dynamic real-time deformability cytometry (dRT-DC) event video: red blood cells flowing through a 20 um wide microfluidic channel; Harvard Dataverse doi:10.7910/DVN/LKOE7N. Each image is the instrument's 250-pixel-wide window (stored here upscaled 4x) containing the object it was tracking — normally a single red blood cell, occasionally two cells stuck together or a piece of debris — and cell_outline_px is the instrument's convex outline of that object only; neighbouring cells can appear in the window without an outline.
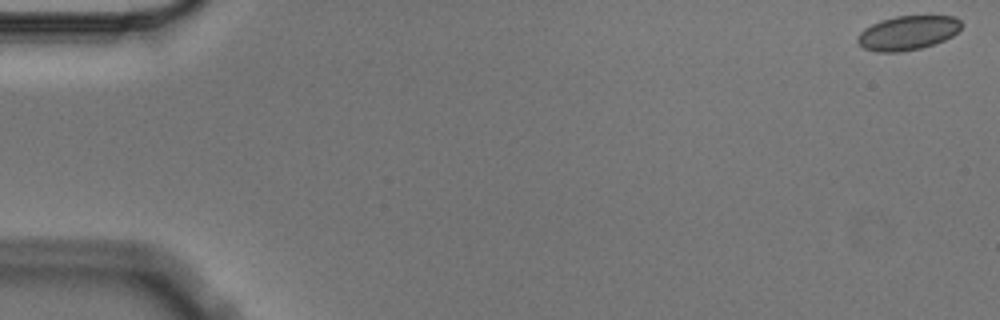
{"species": "Egyptian fruit bat (a non-hibernating species)", "species_latin": "Rousettus aegyptiacus", "temperature_condition": "cold", "stored_images_in_passage": 8, "camera_frame_rate_fps": 3000, "um_per_image_px": 0.085, "animal": {"sex": "male"}, "frame": {"image": 1, "passage_image": 1, "time_ms": 0.0, "image_size_px": [1000, 320], "cell_outline_px": [[960, 28], [952, 36], [944, 40], [920, 48], [900, 52], [876, 52], [864, 48], [856, 40], [856, 36], [864, 28], [880, 20], [896, 16], [956, 16], [960, 20]], "centroid_in_image_um": [77.12, 2.79], "position_along_channel_um": 7.9, "area_um2": 20.63}}
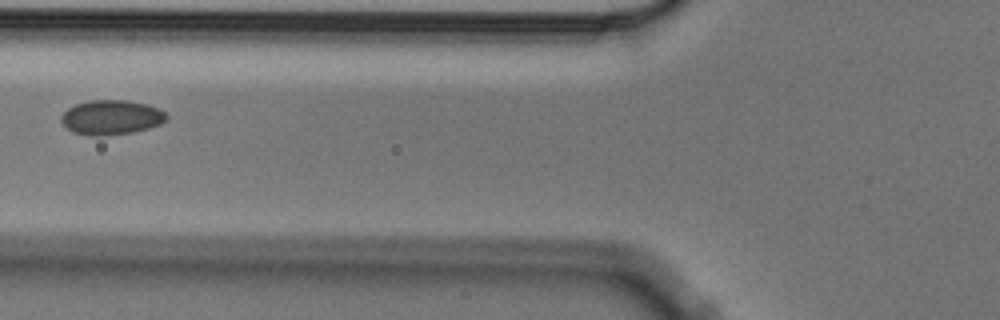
{"frame": {"image": 2, "passage_image": 6, "time_ms": 1.667, "image_size_px": [1000, 320], "cell_outline_px": [[168, 120], [160, 124], [148, 128], [132, 132], [104, 136], [92, 136], [72, 132], [60, 120], [60, 116], [68, 108], [76, 104], [92, 100], [128, 100], [148, 104], [160, 108], [168, 116]], "centroid_in_image_um": [9.48, 9.97], "position_along_channel_um": 116.3, "area_um2": 21.39}}
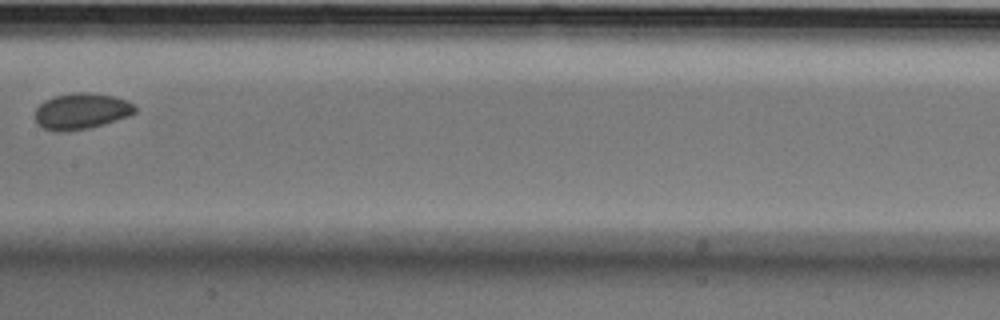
{"frame": {"image": 3, "passage_image": 8, "time_ms": 2.333, "image_size_px": [1000, 320], "cell_outline_px": [[136, 112], [128, 116], [104, 124], [88, 128], [64, 132], [56, 132], [44, 128], [36, 124], [36, 108], [44, 100], [52, 96], [72, 92], [88, 92], [116, 96], [128, 100], [136, 104]], "centroid_in_image_um": [6.93, 9.43], "position_along_channel_um": 200.5, "area_um2": 21.39}}